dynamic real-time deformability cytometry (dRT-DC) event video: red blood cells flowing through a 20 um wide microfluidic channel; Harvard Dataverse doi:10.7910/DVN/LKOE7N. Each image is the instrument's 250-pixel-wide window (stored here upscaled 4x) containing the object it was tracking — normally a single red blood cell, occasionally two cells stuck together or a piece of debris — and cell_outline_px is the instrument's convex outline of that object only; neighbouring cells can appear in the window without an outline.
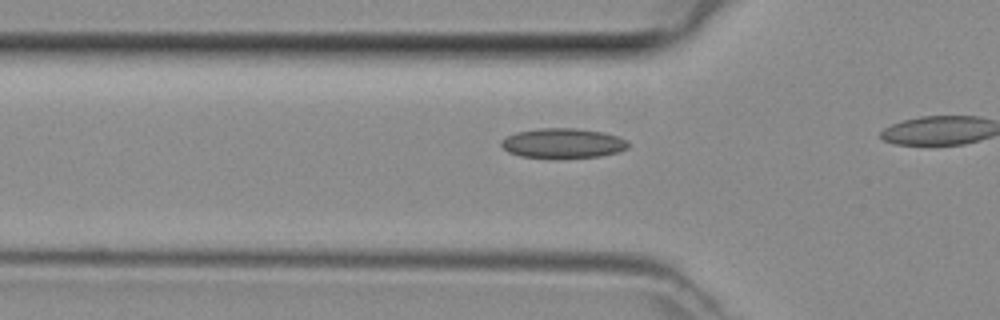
{"species": "common noctule bat (a hibernating species)", "species_latin": "Nyctalus noctula", "temperature_condition": "room temperature", "stored_images_in_passage": 8, "camera_frame_rate_fps": 3000, "um_per_image_px": 0.085, "animal": {"sex": "female", "body_mass_g": 29.2, "forearm_length_mm": 56.3}, "frame": {"image": 1, "passage_image": 3, "time_ms": 0.667, "image_size_px": [1000, 320], "cell_outline_px": [[628, 148], [616, 152], [600, 156], [556, 160], [552, 160], [520, 156], [508, 152], [500, 144], [500, 140], [516, 132], [540, 128], [576, 128], [604, 132], [628, 140]], "centroid_in_image_um": [47.82, 12.2], "position_along_channel_um": 78.0, "area_um2": 22.66}}
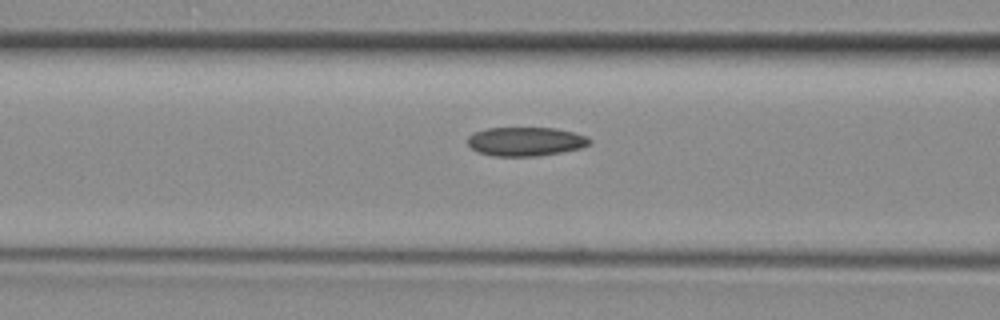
{"frame": {"image": 2, "passage_image": 6, "time_ms": 1.667, "image_size_px": [1000, 320], "cell_outline_px": [[592, 144], [580, 148], [560, 152], [536, 156], [492, 156], [476, 152], [468, 144], [468, 136], [472, 132], [488, 128], [556, 128], [588, 136], [592, 140]], "centroid_in_image_um": [44.67, 12.02], "position_along_channel_um": 121.9, "area_um2": 20.69}}